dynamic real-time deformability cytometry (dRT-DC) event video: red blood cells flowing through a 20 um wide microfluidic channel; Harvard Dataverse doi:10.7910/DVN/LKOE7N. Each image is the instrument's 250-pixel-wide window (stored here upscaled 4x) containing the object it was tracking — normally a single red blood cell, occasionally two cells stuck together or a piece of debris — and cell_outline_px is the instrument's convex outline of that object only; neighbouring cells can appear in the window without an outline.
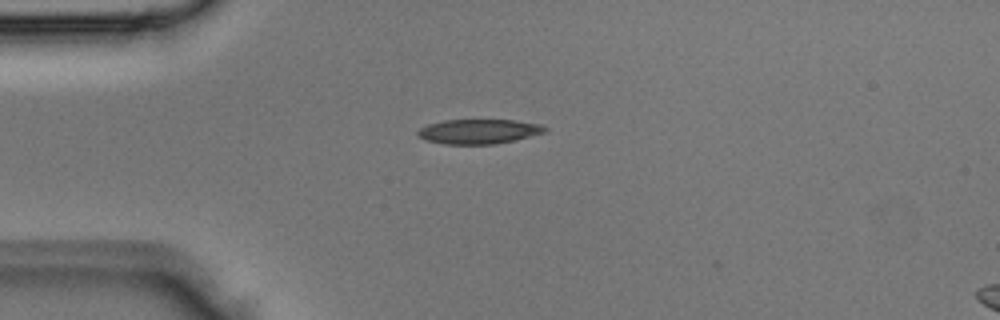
{"species": "Egyptian fruit bat (a non-hibernating species)", "species_latin": "Rousettus aegyptiacus", "temperature_condition": "room temperature", "stored_images_in_passage": 2, "camera_frame_rate_fps": 3000, "um_per_image_px": 0.085, "animal": {"sex": "male"}, "frame": {"image": 1, "passage_image": 1, "time_ms": 0.0, "image_size_px": [1000, 320], "cell_outline_px": [[548, 128], [544, 132], [516, 140], [496, 144], [444, 144], [424, 140], [416, 136], [416, 132], [420, 128], [428, 124], [444, 120], [516, 120], [540, 124]], "centroid_in_image_um": [40.66, 11.18], "position_along_channel_um": 44.3, "area_um2": 18.38}}